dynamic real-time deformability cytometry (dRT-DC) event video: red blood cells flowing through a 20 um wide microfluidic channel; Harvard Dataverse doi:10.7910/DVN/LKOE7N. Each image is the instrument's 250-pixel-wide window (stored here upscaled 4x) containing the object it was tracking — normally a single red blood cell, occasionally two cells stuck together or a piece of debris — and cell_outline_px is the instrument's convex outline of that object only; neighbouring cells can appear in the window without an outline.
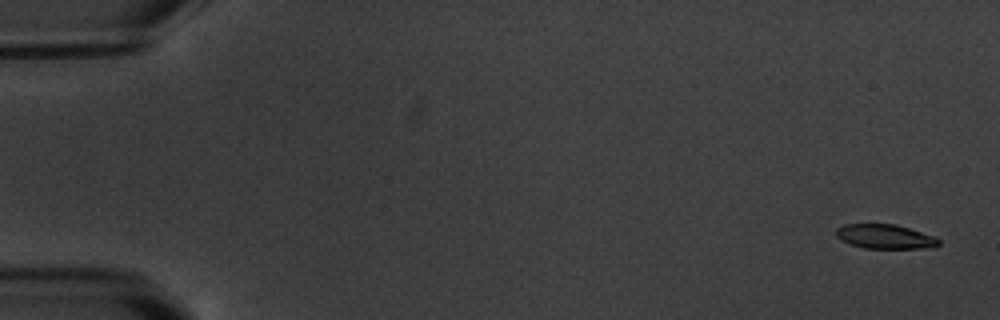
{"species": "common noctule bat (a hibernating species)", "species_latin": "Nyctalus noctula", "temperature_condition": "warm", "stored_images_in_passage": 8, "camera_frame_rate_fps": 3000, "um_per_image_px": 0.085, "animal": {"sex": "male", "body_mass_g": 20.1, "forearm_length_mm": 53.5}, "frame": {"image": 1, "passage_image": 1, "time_ms": 0.0, "image_size_px": [1000, 320], "cell_outline_px": [[940, 244], [920, 248], [864, 248], [840, 240], [836, 236], [836, 228], [844, 224], [896, 224], [936, 236], [940, 240]], "centroid_in_image_um": [75.21, 20.09], "position_along_channel_um": 9.8, "area_um2": 14.51}}
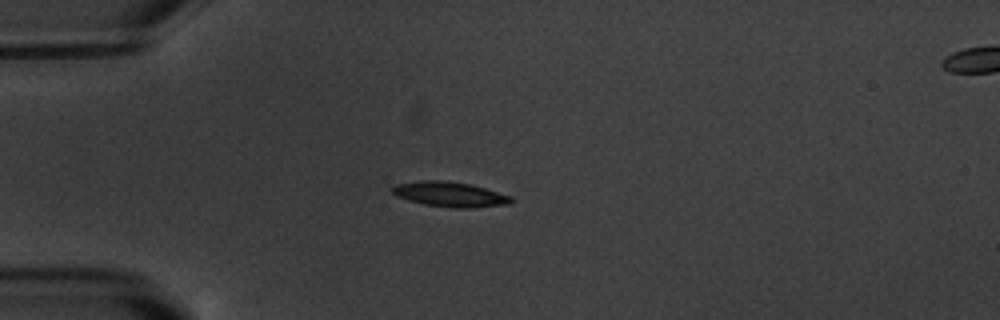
{"frame": {"image": 2, "passage_image": 5, "time_ms": 4.667, "image_size_px": [1000, 320], "cell_outline_px": [[512, 200], [508, 204], [468, 208], [452, 208], [424, 204], [408, 200], [396, 196], [392, 192], [392, 188], [396, 184], [420, 180], [448, 180], [468, 184], [484, 188], [512, 196]], "centroid_in_image_um": [38.21, 16.51], "position_along_channel_um": 46.8, "area_um2": 17.22}}
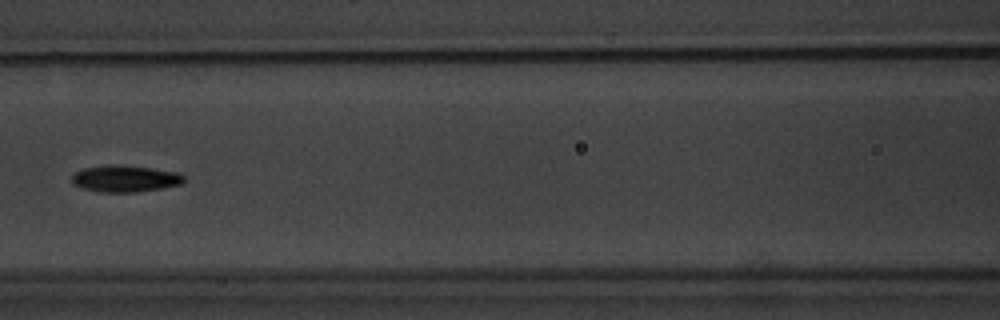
{"frame": {"image": 3, "passage_image": 8, "time_ms": 8.333, "image_size_px": [1000, 320], "cell_outline_px": [[184, 180], [180, 184], [164, 188], [136, 192], [100, 192], [84, 188], [72, 184], [72, 176], [76, 172], [84, 168], [112, 164], [152, 168], [180, 172], [184, 176]], "centroid_in_image_um": [10.66, 15.18], "position_along_channel_um": 155.9, "area_um2": 17.4}}